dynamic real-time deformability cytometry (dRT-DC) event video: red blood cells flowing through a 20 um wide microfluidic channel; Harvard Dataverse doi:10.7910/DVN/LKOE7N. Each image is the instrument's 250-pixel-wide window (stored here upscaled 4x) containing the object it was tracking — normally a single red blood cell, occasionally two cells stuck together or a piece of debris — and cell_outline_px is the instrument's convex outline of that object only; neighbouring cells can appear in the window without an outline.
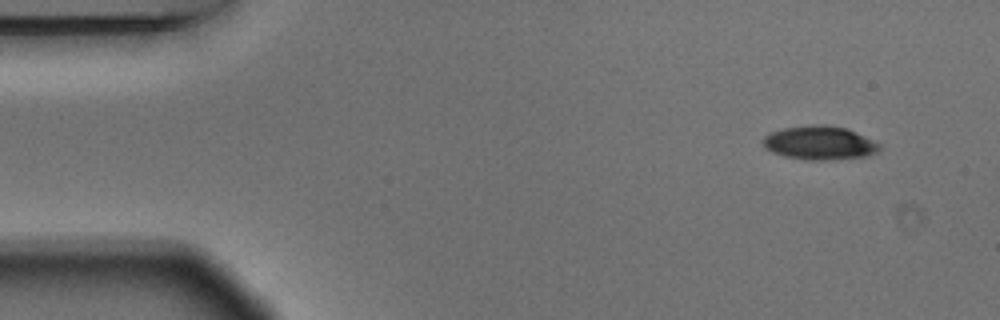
{"species": "Egyptian fruit bat (a non-hibernating species)", "species_latin": "Rousettus aegyptiacus", "temperature_condition": "warm", "stored_images_in_passage": 4, "camera_frame_rate_fps": 3000, "um_per_image_px": 0.085, "animal": {"sex": "male"}, "frame": {"image": 1, "passage_image": 1, "time_ms": 0.0, "image_size_px": [1000, 320], "cell_outline_px": [[884, 144], [876, 152], [864, 156], [828, 160], [812, 160], [784, 156], [772, 152], [764, 148], [764, 136], [772, 132], [784, 128], [808, 124], [820, 124], [848, 128]], "centroid_in_image_um": [69.71, 12.13], "position_along_channel_um": 15.3, "area_um2": 23.0}}
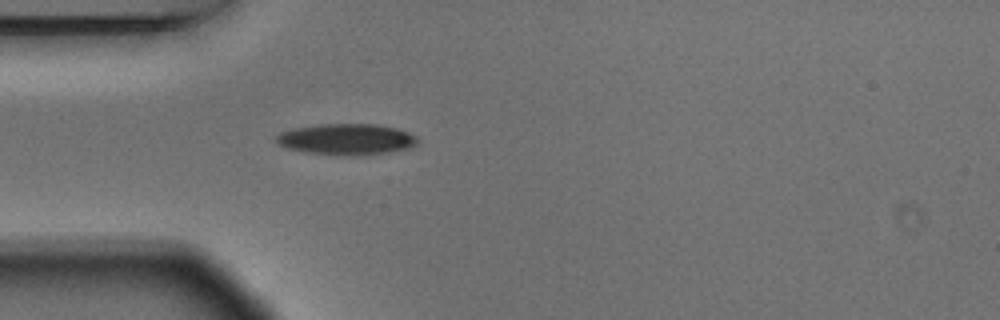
{"frame": {"image": 2, "passage_image": 4, "time_ms": 1.0, "image_size_px": [1000, 320], "cell_outline_px": [[420, 140], [412, 148], [388, 152], [304, 152], [284, 148], [276, 144], [276, 136], [280, 132], [292, 128], [320, 124], [376, 124], [396, 128], [408, 132], [416, 136]], "centroid_in_image_um": [29.42, 11.78], "position_along_channel_um": 55.6, "area_um2": 24.68}}